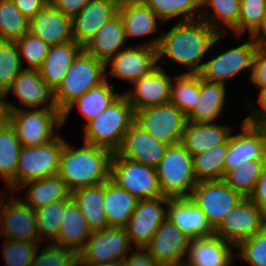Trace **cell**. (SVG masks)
Returning <instances> with one entry per match:
<instances>
[{"label": "cell", "mask_w": 266, "mask_h": 266, "mask_svg": "<svg viewBox=\"0 0 266 266\" xmlns=\"http://www.w3.org/2000/svg\"><path fill=\"white\" fill-rule=\"evenodd\" d=\"M3 191L0 198V236L9 240L40 243L36 211L21 198H15L14 192Z\"/></svg>", "instance_id": "9c48e42d"}, {"label": "cell", "mask_w": 266, "mask_h": 266, "mask_svg": "<svg viewBox=\"0 0 266 266\" xmlns=\"http://www.w3.org/2000/svg\"><path fill=\"white\" fill-rule=\"evenodd\" d=\"M132 249L125 227H108L92 232L84 248L78 253L81 262H121Z\"/></svg>", "instance_id": "4fadbf2b"}, {"label": "cell", "mask_w": 266, "mask_h": 266, "mask_svg": "<svg viewBox=\"0 0 266 266\" xmlns=\"http://www.w3.org/2000/svg\"><path fill=\"white\" fill-rule=\"evenodd\" d=\"M14 43L17 47L22 67L25 60L29 64L26 69L38 70L50 49V45L45 43L40 37L32 35L30 32L14 40Z\"/></svg>", "instance_id": "ee69618b"}, {"label": "cell", "mask_w": 266, "mask_h": 266, "mask_svg": "<svg viewBox=\"0 0 266 266\" xmlns=\"http://www.w3.org/2000/svg\"><path fill=\"white\" fill-rule=\"evenodd\" d=\"M71 197L78 204L92 232L109 227L103 210L105 182L76 189L71 192Z\"/></svg>", "instance_id": "e575fe53"}, {"label": "cell", "mask_w": 266, "mask_h": 266, "mask_svg": "<svg viewBox=\"0 0 266 266\" xmlns=\"http://www.w3.org/2000/svg\"><path fill=\"white\" fill-rule=\"evenodd\" d=\"M8 123L22 146L35 147L55 139L56 129L62 127V113L58 109H23L8 103ZM56 127V129H55Z\"/></svg>", "instance_id": "277c9868"}, {"label": "cell", "mask_w": 266, "mask_h": 266, "mask_svg": "<svg viewBox=\"0 0 266 266\" xmlns=\"http://www.w3.org/2000/svg\"><path fill=\"white\" fill-rule=\"evenodd\" d=\"M237 257L252 266H266V225L250 239L240 242Z\"/></svg>", "instance_id": "c3c4849f"}, {"label": "cell", "mask_w": 266, "mask_h": 266, "mask_svg": "<svg viewBox=\"0 0 266 266\" xmlns=\"http://www.w3.org/2000/svg\"><path fill=\"white\" fill-rule=\"evenodd\" d=\"M112 156L113 152L103 147L84 143L75 149L65 141L57 175L70 192L102 184L110 179Z\"/></svg>", "instance_id": "7a4b0ae2"}, {"label": "cell", "mask_w": 266, "mask_h": 266, "mask_svg": "<svg viewBox=\"0 0 266 266\" xmlns=\"http://www.w3.org/2000/svg\"><path fill=\"white\" fill-rule=\"evenodd\" d=\"M90 0H48V3L69 18L75 17Z\"/></svg>", "instance_id": "f5cc1de1"}, {"label": "cell", "mask_w": 266, "mask_h": 266, "mask_svg": "<svg viewBox=\"0 0 266 266\" xmlns=\"http://www.w3.org/2000/svg\"><path fill=\"white\" fill-rule=\"evenodd\" d=\"M189 198L203 211L207 222L215 229L243 196L222 179L198 182Z\"/></svg>", "instance_id": "8fae6325"}, {"label": "cell", "mask_w": 266, "mask_h": 266, "mask_svg": "<svg viewBox=\"0 0 266 266\" xmlns=\"http://www.w3.org/2000/svg\"><path fill=\"white\" fill-rule=\"evenodd\" d=\"M125 42L127 41L123 21L117 12L83 45V50L97 60L106 63L122 48H126L123 47Z\"/></svg>", "instance_id": "484cf974"}, {"label": "cell", "mask_w": 266, "mask_h": 266, "mask_svg": "<svg viewBox=\"0 0 266 266\" xmlns=\"http://www.w3.org/2000/svg\"><path fill=\"white\" fill-rule=\"evenodd\" d=\"M169 197L159 196L151 199H140L125 230L129 239L137 248H145L155 232L166 219L167 210L163 204H167Z\"/></svg>", "instance_id": "9a60e30c"}, {"label": "cell", "mask_w": 266, "mask_h": 266, "mask_svg": "<svg viewBox=\"0 0 266 266\" xmlns=\"http://www.w3.org/2000/svg\"><path fill=\"white\" fill-rule=\"evenodd\" d=\"M77 265L80 266H122L121 262H112V263H92V262H81L77 260Z\"/></svg>", "instance_id": "91938a15"}, {"label": "cell", "mask_w": 266, "mask_h": 266, "mask_svg": "<svg viewBox=\"0 0 266 266\" xmlns=\"http://www.w3.org/2000/svg\"><path fill=\"white\" fill-rule=\"evenodd\" d=\"M12 92L19 99L20 105L32 109H58L55 101L54 90L41 77L39 70L24 68L14 79L5 92L7 96ZM50 100V101H49ZM46 103V104H45Z\"/></svg>", "instance_id": "44dd1931"}, {"label": "cell", "mask_w": 266, "mask_h": 266, "mask_svg": "<svg viewBox=\"0 0 266 266\" xmlns=\"http://www.w3.org/2000/svg\"><path fill=\"white\" fill-rule=\"evenodd\" d=\"M266 15V0H240L238 35L248 31L250 35L261 24Z\"/></svg>", "instance_id": "681fc988"}, {"label": "cell", "mask_w": 266, "mask_h": 266, "mask_svg": "<svg viewBox=\"0 0 266 266\" xmlns=\"http://www.w3.org/2000/svg\"><path fill=\"white\" fill-rule=\"evenodd\" d=\"M235 248L216 235L191 239L185 259L187 266H231Z\"/></svg>", "instance_id": "d4e9b609"}, {"label": "cell", "mask_w": 266, "mask_h": 266, "mask_svg": "<svg viewBox=\"0 0 266 266\" xmlns=\"http://www.w3.org/2000/svg\"><path fill=\"white\" fill-rule=\"evenodd\" d=\"M265 225L266 217L260 209L248 197H243L214 229V235L236 247Z\"/></svg>", "instance_id": "7c38bea8"}, {"label": "cell", "mask_w": 266, "mask_h": 266, "mask_svg": "<svg viewBox=\"0 0 266 266\" xmlns=\"http://www.w3.org/2000/svg\"><path fill=\"white\" fill-rule=\"evenodd\" d=\"M3 259L7 266H31L35 251L41 243L3 240Z\"/></svg>", "instance_id": "7dc6e473"}, {"label": "cell", "mask_w": 266, "mask_h": 266, "mask_svg": "<svg viewBox=\"0 0 266 266\" xmlns=\"http://www.w3.org/2000/svg\"><path fill=\"white\" fill-rule=\"evenodd\" d=\"M64 143V138L58 134L41 146H22L16 170V190L24 183L57 175Z\"/></svg>", "instance_id": "ba28073f"}, {"label": "cell", "mask_w": 266, "mask_h": 266, "mask_svg": "<svg viewBox=\"0 0 266 266\" xmlns=\"http://www.w3.org/2000/svg\"><path fill=\"white\" fill-rule=\"evenodd\" d=\"M265 165L266 160L247 161L230 170L223 180L243 197H249Z\"/></svg>", "instance_id": "60d3db41"}, {"label": "cell", "mask_w": 266, "mask_h": 266, "mask_svg": "<svg viewBox=\"0 0 266 266\" xmlns=\"http://www.w3.org/2000/svg\"><path fill=\"white\" fill-rule=\"evenodd\" d=\"M83 51V46L75 41L50 46L44 62L38 69L41 77L55 91L62 82L66 72Z\"/></svg>", "instance_id": "f1b7e54d"}, {"label": "cell", "mask_w": 266, "mask_h": 266, "mask_svg": "<svg viewBox=\"0 0 266 266\" xmlns=\"http://www.w3.org/2000/svg\"><path fill=\"white\" fill-rule=\"evenodd\" d=\"M23 69L14 41L0 40V91L6 92Z\"/></svg>", "instance_id": "f6af8a7d"}, {"label": "cell", "mask_w": 266, "mask_h": 266, "mask_svg": "<svg viewBox=\"0 0 266 266\" xmlns=\"http://www.w3.org/2000/svg\"><path fill=\"white\" fill-rule=\"evenodd\" d=\"M166 218L190 239L210 237L214 229L203 211L189 197L170 198Z\"/></svg>", "instance_id": "7402d4cb"}, {"label": "cell", "mask_w": 266, "mask_h": 266, "mask_svg": "<svg viewBox=\"0 0 266 266\" xmlns=\"http://www.w3.org/2000/svg\"><path fill=\"white\" fill-rule=\"evenodd\" d=\"M110 180L139 200L163 196L155 167L134 162L116 152L111 159Z\"/></svg>", "instance_id": "52a82bcc"}, {"label": "cell", "mask_w": 266, "mask_h": 266, "mask_svg": "<svg viewBox=\"0 0 266 266\" xmlns=\"http://www.w3.org/2000/svg\"><path fill=\"white\" fill-rule=\"evenodd\" d=\"M135 122V111L124 94L84 127V143L113 153L122 144L125 132Z\"/></svg>", "instance_id": "3957f363"}, {"label": "cell", "mask_w": 266, "mask_h": 266, "mask_svg": "<svg viewBox=\"0 0 266 266\" xmlns=\"http://www.w3.org/2000/svg\"><path fill=\"white\" fill-rule=\"evenodd\" d=\"M172 78L158 64L149 74L133 82L134 91L123 93L134 111L157 106L170 101Z\"/></svg>", "instance_id": "d6986e66"}, {"label": "cell", "mask_w": 266, "mask_h": 266, "mask_svg": "<svg viewBox=\"0 0 266 266\" xmlns=\"http://www.w3.org/2000/svg\"><path fill=\"white\" fill-rule=\"evenodd\" d=\"M256 50L257 46L251 38L248 42L226 50L204 62L199 75L204 80L225 85L229 78L248 68L252 70Z\"/></svg>", "instance_id": "5bb4252c"}, {"label": "cell", "mask_w": 266, "mask_h": 266, "mask_svg": "<svg viewBox=\"0 0 266 266\" xmlns=\"http://www.w3.org/2000/svg\"><path fill=\"white\" fill-rule=\"evenodd\" d=\"M266 217V165L262 169L261 175L255 184L254 190L248 197Z\"/></svg>", "instance_id": "816d5d0a"}, {"label": "cell", "mask_w": 266, "mask_h": 266, "mask_svg": "<svg viewBox=\"0 0 266 266\" xmlns=\"http://www.w3.org/2000/svg\"><path fill=\"white\" fill-rule=\"evenodd\" d=\"M232 130L228 125L187 121L180 143L194 156L226 143Z\"/></svg>", "instance_id": "4316f807"}, {"label": "cell", "mask_w": 266, "mask_h": 266, "mask_svg": "<svg viewBox=\"0 0 266 266\" xmlns=\"http://www.w3.org/2000/svg\"><path fill=\"white\" fill-rule=\"evenodd\" d=\"M29 32L50 46L74 41L71 18L49 3L29 20Z\"/></svg>", "instance_id": "603a6c76"}, {"label": "cell", "mask_w": 266, "mask_h": 266, "mask_svg": "<svg viewBox=\"0 0 266 266\" xmlns=\"http://www.w3.org/2000/svg\"><path fill=\"white\" fill-rule=\"evenodd\" d=\"M228 141L212 147L204 153L192 156L193 172L197 182L224 179V162Z\"/></svg>", "instance_id": "f35d334b"}, {"label": "cell", "mask_w": 266, "mask_h": 266, "mask_svg": "<svg viewBox=\"0 0 266 266\" xmlns=\"http://www.w3.org/2000/svg\"><path fill=\"white\" fill-rule=\"evenodd\" d=\"M226 85L204 80L199 75V100L187 121L213 123L223 113L226 100ZM220 115V116H219Z\"/></svg>", "instance_id": "f546056e"}, {"label": "cell", "mask_w": 266, "mask_h": 266, "mask_svg": "<svg viewBox=\"0 0 266 266\" xmlns=\"http://www.w3.org/2000/svg\"><path fill=\"white\" fill-rule=\"evenodd\" d=\"M173 266H187L185 263L179 264V265H173Z\"/></svg>", "instance_id": "6125c7cd"}, {"label": "cell", "mask_w": 266, "mask_h": 266, "mask_svg": "<svg viewBox=\"0 0 266 266\" xmlns=\"http://www.w3.org/2000/svg\"><path fill=\"white\" fill-rule=\"evenodd\" d=\"M21 143L7 122L0 127V175L5 180L6 192H16V170ZM12 191H11V190Z\"/></svg>", "instance_id": "8d00e7d4"}, {"label": "cell", "mask_w": 266, "mask_h": 266, "mask_svg": "<svg viewBox=\"0 0 266 266\" xmlns=\"http://www.w3.org/2000/svg\"><path fill=\"white\" fill-rule=\"evenodd\" d=\"M5 92L0 91V127L8 122V108L6 104Z\"/></svg>", "instance_id": "680465c9"}, {"label": "cell", "mask_w": 266, "mask_h": 266, "mask_svg": "<svg viewBox=\"0 0 266 266\" xmlns=\"http://www.w3.org/2000/svg\"><path fill=\"white\" fill-rule=\"evenodd\" d=\"M68 201L69 200H60L35 210L38 239L40 243L45 241L44 239L53 240V244L54 241H57L60 221L62 220L65 204Z\"/></svg>", "instance_id": "7bdbcfd3"}, {"label": "cell", "mask_w": 266, "mask_h": 266, "mask_svg": "<svg viewBox=\"0 0 266 266\" xmlns=\"http://www.w3.org/2000/svg\"><path fill=\"white\" fill-rule=\"evenodd\" d=\"M257 48L266 49V15L264 16L261 24L250 35Z\"/></svg>", "instance_id": "6f0895ef"}, {"label": "cell", "mask_w": 266, "mask_h": 266, "mask_svg": "<svg viewBox=\"0 0 266 266\" xmlns=\"http://www.w3.org/2000/svg\"><path fill=\"white\" fill-rule=\"evenodd\" d=\"M20 12L31 19L38 14L48 3V0H11Z\"/></svg>", "instance_id": "9f6ffc18"}, {"label": "cell", "mask_w": 266, "mask_h": 266, "mask_svg": "<svg viewBox=\"0 0 266 266\" xmlns=\"http://www.w3.org/2000/svg\"><path fill=\"white\" fill-rule=\"evenodd\" d=\"M28 32L29 19L11 0H0V40L14 41Z\"/></svg>", "instance_id": "b9f144b4"}, {"label": "cell", "mask_w": 266, "mask_h": 266, "mask_svg": "<svg viewBox=\"0 0 266 266\" xmlns=\"http://www.w3.org/2000/svg\"><path fill=\"white\" fill-rule=\"evenodd\" d=\"M143 2L162 22L177 17V22L194 21L200 18L201 0H143Z\"/></svg>", "instance_id": "74e56055"}, {"label": "cell", "mask_w": 266, "mask_h": 266, "mask_svg": "<svg viewBox=\"0 0 266 266\" xmlns=\"http://www.w3.org/2000/svg\"><path fill=\"white\" fill-rule=\"evenodd\" d=\"M257 100L259 108L252 110L253 112L244 121L251 126L266 127V89L259 92Z\"/></svg>", "instance_id": "11a10c76"}, {"label": "cell", "mask_w": 266, "mask_h": 266, "mask_svg": "<svg viewBox=\"0 0 266 266\" xmlns=\"http://www.w3.org/2000/svg\"><path fill=\"white\" fill-rule=\"evenodd\" d=\"M190 240L166 218L145 249L161 266L179 265L185 262Z\"/></svg>", "instance_id": "ac0fdd59"}, {"label": "cell", "mask_w": 266, "mask_h": 266, "mask_svg": "<svg viewBox=\"0 0 266 266\" xmlns=\"http://www.w3.org/2000/svg\"><path fill=\"white\" fill-rule=\"evenodd\" d=\"M122 266H161L149 254L145 248H137L136 251L128 255L121 261Z\"/></svg>", "instance_id": "db71d44e"}, {"label": "cell", "mask_w": 266, "mask_h": 266, "mask_svg": "<svg viewBox=\"0 0 266 266\" xmlns=\"http://www.w3.org/2000/svg\"><path fill=\"white\" fill-rule=\"evenodd\" d=\"M135 122L168 145L180 143L187 116L171 102L135 111Z\"/></svg>", "instance_id": "30bf717a"}, {"label": "cell", "mask_w": 266, "mask_h": 266, "mask_svg": "<svg viewBox=\"0 0 266 266\" xmlns=\"http://www.w3.org/2000/svg\"><path fill=\"white\" fill-rule=\"evenodd\" d=\"M169 31H162L158 37L144 45L157 49V63L167 56L172 62H177L188 68V74H199L204 62L202 59L211 51L220 38L227 34H217L201 19L186 22H176Z\"/></svg>", "instance_id": "6da1fadb"}, {"label": "cell", "mask_w": 266, "mask_h": 266, "mask_svg": "<svg viewBox=\"0 0 266 266\" xmlns=\"http://www.w3.org/2000/svg\"><path fill=\"white\" fill-rule=\"evenodd\" d=\"M168 146L153 138L134 122L125 132L121 147L116 153L134 162L156 167L164 157Z\"/></svg>", "instance_id": "ffe728a7"}, {"label": "cell", "mask_w": 266, "mask_h": 266, "mask_svg": "<svg viewBox=\"0 0 266 266\" xmlns=\"http://www.w3.org/2000/svg\"><path fill=\"white\" fill-rule=\"evenodd\" d=\"M37 247L31 266H76L78 253L76 251L49 244L41 251ZM39 251V254L38 252Z\"/></svg>", "instance_id": "bcb514c9"}, {"label": "cell", "mask_w": 266, "mask_h": 266, "mask_svg": "<svg viewBox=\"0 0 266 266\" xmlns=\"http://www.w3.org/2000/svg\"><path fill=\"white\" fill-rule=\"evenodd\" d=\"M155 168L163 196L190 197L198 183L193 172V158L181 143L169 145Z\"/></svg>", "instance_id": "8992f818"}, {"label": "cell", "mask_w": 266, "mask_h": 266, "mask_svg": "<svg viewBox=\"0 0 266 266\" xmlns=\"http://www.w3.org/2000/svg\"><path fill=\"white\" fill-rule=\"evenodd\" d=\"M115 2V4L119 7L125 4L129 3H137V2H142L143 0H112Z\"/></svg>", "instance_id": "94428289"}, {"label": "cell", "mask_w": 266, "mask_h": 266, "mask_svg": "<svg viewBox=\"0 0 266 266\" xmlns=\"http://www.w3.org/2000/svg\"><path fill=\"white\" fill-rule=\"evenodd\" d=\"M114 86L115 85L113 84L110 85L106 76V80L103 83L91 88L70 104V106L62 113V125L66 124V119L75 105L86 119L84 127L97 118L101 112L121 96L120 93H114Z\"/></svg>", "instance_id": "d6a6232c"}, {"label": "cell", "mask_w": 266, "mask_h": 266, "mask_svg": "<svg viewBox=\"0 0 266 266\" xmlns=\"http://www.w3.org/2000/svg\"><path fill=\"white\" fill-rule=\"evenodd\" d=\"M106 64L84 50L76 57L54 91L58 110L63 113L75 100L106 80Z\"/></svg>", "instance_id": "5b68a950"}, {"label": "cell", "mask_w": 266, "mask_h": 266, "mask_svg": "<svg viewBox=\"0 0 266 266\" xmlns=\"http://www.w3.org/2000/svg\"><path fill=\"white\" fill-rule=\"evenodd\" d=\"M199 96V74L183 73L173 76L169 102L180 109L186 116L195 108Z\"/></svg>", "instance_id": "ab89813d"}, {"label": "cell", "mask_w": 266, "mask_h": 266, "mask_svg": "<svg viewBox=\"0 0 266 266\" xmlns=\"http://www.w3.org/2000/svg\"><path fill=\"white\" fill-rule=\"evenodd\" d=\"M242 132L230 135L224 162V177L239 164L253 160H266V127L251 126L245 121Z\"/></svg>", "instance_id": "2e32d148"}, {"label": "cell", "mask_w": 266, "mask_h": 266, "mask_svg": "<svg viewBox=\"0 0 266 266\" xmlns=\"http://www.w3.org/2000/svg\"><path fill=\"white\" fill-rule=\"evenodd\" d=\"M124 25L126 41L133 37H143L158 30L160 18L142 1L118 7ZM129 37V38H128Z\"/></svg>", "instance_id": "d590c367"}, {"label": "cell", "mask_w": 266, "mask_h": 266, "mask_svg": "<svg viewBox=\"0 0 266 266\" xmlns=\"http://www.w3.org/2000/svg\"><path fill=\"white\" fill-rule=\"evenodd\" d=\"M138 200L110 179L105 181L103 210L109 227H125L136 209Z\"/></svg>", "instance_id": "836d02e7"}, {"label": "cell", "mask_w": 266, "mask_h": 266, "mask_svg": "<svg viewBox=\"0 0 266 266\" xmlns=\"http://www.w3.org/2000/svg\"><path fill=\"white\" fill-rule=\"evenodd\" d=\"M24 188H27V190L24 193L25 196L23 195L21 199L34 210L53 202L72 198L65 182L58 175L24 183L19 189Z\"/></svg>", "instance_id": "4dcf8cb0"}, {"label": "cell", "mask_w": 266, "mask_h": 266, "mask_svg": "<svg viewBox=\"0 0 266 266\" xmlns=\"http://www.w3.org/2000/svg\"><path fill=\"white\" fill-rule=\"evenodd\" d=\"M117 12L118 6L112 0H90L71 19L73 40L83 46Z\"/></svg>", "instance_id": "cb8c5ba5"}, {"label": "cell", "mask_w": 266, "mask_h": 266, "mask_svg": "<svg viewBox=\"0 0 266 266\" xmlns=\"http://www.w3.org/2000/svg\"><path fill=\"white\" fill-rule=\"evenodd\" d=\"M239 15L240 0H201L199 19L206 22L217 34L228 35L229 28L228 30H234V34L238 36Z\"/></svg>", "instance_id": "1f68e13d"}, {"label": "cell", "mask_w": 266, "mask_h": 266, "mask_svg": "<svg viewBox=\"0 0 266 266\" xmlns=\"http://www.w3.org/2000/svg\"><path fill=\"white\" fill-rule=\"evenodd\" d=\"M105 64L106 68L108 64L111 66L106 75L133 83L158 66L157 49L147 45L129 44Z\"/></svg>", "instance_id": "e0dca14e"}, {"label": "cell", "mask_w": 266, "mask_h": 266, "mask_svg": "<svg viewBox=\"0 0 266 266\" xmlns=\"http://www.w3.org/2000/svg\"><path fill=\"white\" fill-rule=\"evenodd\" d=\"M92 231L78 204L71 198L66 204L54 245L79 253ZM56 243V244H55Z\"/></svg>", "instance_id": "83f0119b"}, {"label": "cell", "mask_w": 266, "mask_h": 266, "mask_svg": "<svg viewBox=\"0 0 266 266\" xmlns=\"http://www.w3.org/2000/svg\"><path fill=\"white\" fill-rule=\"evenodd\" d=\"M250 73V82L260 91L266 89V49L257 48Z\"/></svg>", "instance_id": "f907efd6"}]
</instances>
